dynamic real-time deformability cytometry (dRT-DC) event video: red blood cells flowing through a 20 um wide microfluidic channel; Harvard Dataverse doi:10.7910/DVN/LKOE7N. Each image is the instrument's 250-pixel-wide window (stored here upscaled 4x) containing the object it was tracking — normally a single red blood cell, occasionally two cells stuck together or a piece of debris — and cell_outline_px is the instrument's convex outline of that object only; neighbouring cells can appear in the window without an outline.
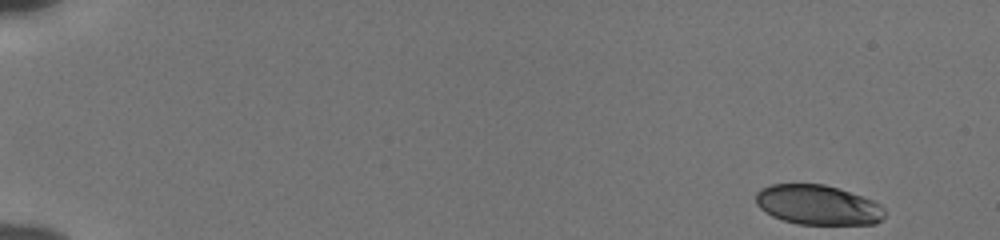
{"species": "human", "species_latin": "Homo sapiens", "temperature_condition": "cold", "stored_images_in_passage": 52, "camera_frame_rate_fps": 3000, "um_per_image_px": 0.085, "donor": {"sex": "male"}, "frame": {"image": 1, "passage_image": 1, "time_ms": 0.0, "image_size_px": [1000, 240], "cell_outline_px": [[884, 216], [876, 224], [796, 224], [772, 216], [760, 208], [756, 204], [756, 192], [760, 188], [772, 184], [824, 184], [872, 200], [880, 204], [884, 208]], "centroid_in_image_um": [69.49, 17.42], "position_along_channel_um": 15.5, "area_um2": 29.71}}
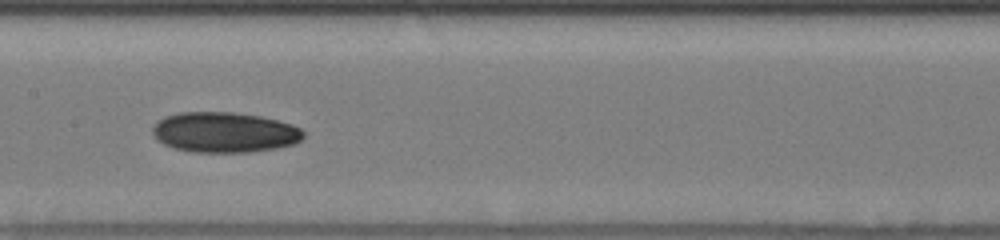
{"frame": {"image": 2, "passage_image": 27, "time_ms": 8.667, "image_size_px": [1000, 240], "cell_outline_px": [[304, 136], [296, 144], [276, 148], [248, 152], [192, 152], [176, 148], [164, 144], [156, 140], [152, 132], [152, 128], [164, 116], [180, 112], [232, 112], [260, 116], [292, 124], [300, 128], [304, 132]], "centroid_in_image_um": [19.08, 11.25], "position_along_channel_um": 188.3, "area_um2": 35.49}}
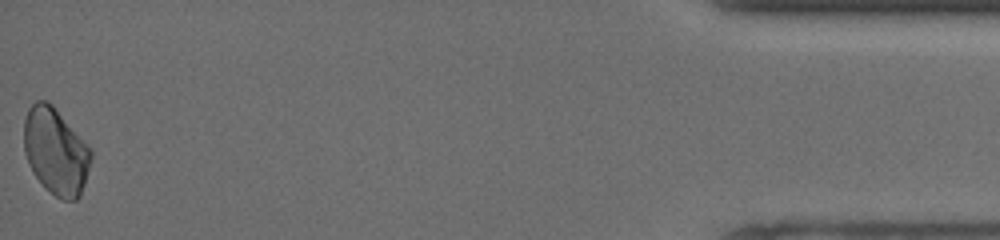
{"frame": {"image": 3, "passage_image": 52, "time_ms": 17.0, "image_size_px": [1000, 240], "cell_outline_px": [[92, 156], [84, 184], [80, 196], [76, 200], [64, 200], [56, 196], [44, 188], [32, 172], [28, 164], [24, 152], [24, 120], [28, 108], [36, 100], [48, 100], [52, 104], [92, 148]], "centroid_in_image_um": [4.73, 12.85], "position_along_channel_um": 430.5, "area_um2": 34.16}, "authors_computed_cell_mechanics": {"area_um2": 33.4662, "velocity_mm_per_s": 3.8516, "shape_relaxation_time_tau1_ms": 4.8432, "shape_relaxation_time_tau2_ms": 7.2554, "deformation_change_tau1": 0.1061, "deformation_change_tau2": 0.1183}}